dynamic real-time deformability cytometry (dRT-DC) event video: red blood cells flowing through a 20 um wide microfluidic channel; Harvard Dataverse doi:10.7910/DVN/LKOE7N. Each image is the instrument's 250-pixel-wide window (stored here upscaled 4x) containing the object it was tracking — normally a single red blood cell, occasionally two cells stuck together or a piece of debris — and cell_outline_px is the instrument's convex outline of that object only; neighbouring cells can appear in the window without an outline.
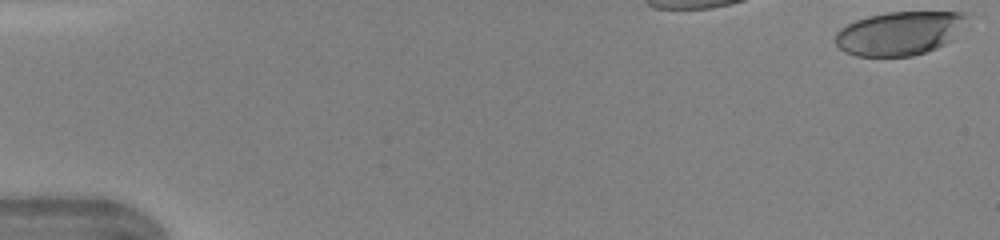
{"species": "human", "species_latin": "Homo sapiens", "temperature_condition": "warm", "stored_images_in_passage": 34, "camera_frame_rate_fps": 3000, "um_per_image_px": 0.085, "donor": {"sex": "female"}, "frame": {"image": 1, "passage_image": 1, "time_ms": 0.0, "image_size_px": [1000, 240], "cell_outline_px": [[964, 16], [944, 44], [936, 48], [912, 56], [856, 56], [844, 52], [836, 44], [836, 32], [840, 28], [856, 20], [868, 16], [888, 12], [964, 12]], "centroid_in_image_um": [76.28, 2.84], "position_along_channel_um": 8.7, "area_um2": 32.31}}
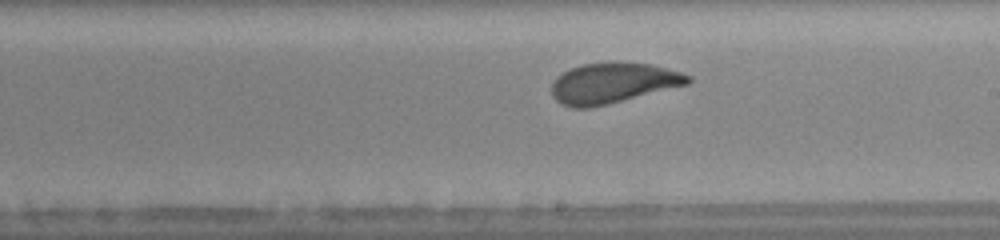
{"frame": {"image": 2, "passage_image": 22, "time_ms": 7.0, "image_size_px": [1000, 240], "cell_outline_px": [[692, 80], [688, 84], [608, 104], [588, 108], [572, 108], [560, 104], [552, 96], [552, 84], [556, 76], [580, 64], [608, 60], [620, 60], [652, 64], [680, 72], [692, 76]], "centroid_in_image_um": [52.08, 7.03], "position_along_channel_um": 236.9, "area_um2": 32.77}}
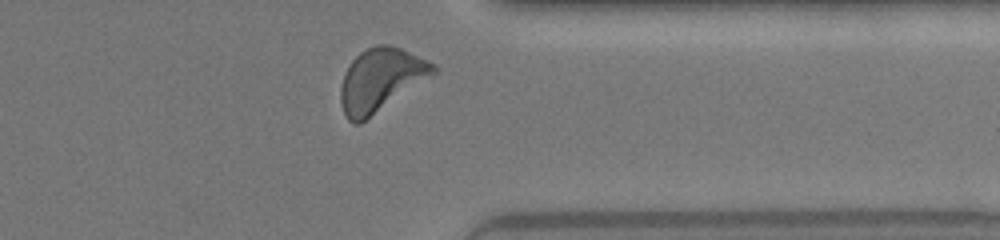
{"frame": {"image": 3, "passage_image": 32, "time_ms": 10.333, "image_size_px": [1000, 240], "cell_outline_px": [[440, 68], [432, 76], [360, 124], [356, 124], [348, 120], [344, 112], [340, 100], [340, 88], [344, 72], [348, 64], [360, 52], [376, 44], [388, 44], [400, 48], [428, 60], [436, 64]], "centroid_in_image_um": [32.36, 6.78], "position_along_channel_um": 379.0, "area_um2": 34.16}, "authors_computed_cell_mechanics": {"area_um2": 32.7726, "velocity_mm_per_s": 4.3441, "shape_relaxation_time_tau1_ms": 3.1332, "shape_relaxation_time_tau2_ms": 0.8176, "deformation_change_tau1": 0.1627, "deformation_change_tau2": 0.0702}}